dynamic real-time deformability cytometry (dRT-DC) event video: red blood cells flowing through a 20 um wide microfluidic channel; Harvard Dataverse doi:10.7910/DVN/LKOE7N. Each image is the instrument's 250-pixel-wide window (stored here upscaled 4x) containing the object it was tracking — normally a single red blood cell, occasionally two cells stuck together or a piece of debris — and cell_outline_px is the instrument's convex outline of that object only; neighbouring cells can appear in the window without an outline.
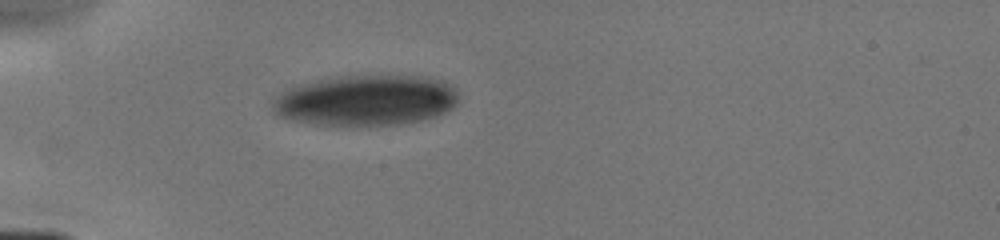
{"species": "human", "species_latin": "Homo sapiens", "temperature_condition": "cold", "stored_images_in_passage": 2, "camera_frame_rate_fps": 3000, "um_per_image_px": 0.085, "donor": {"sex": "male"}, "frame": {"image": 1, "passage_image": 1, "time_ms": 0.0, "image_size_px": [1000, 240], "cell_outline_px": [[456, 104], [452, 108], [436, 116], [420, 120], [400, 124], [316, 124], [292, 120], [280, 116], [272, 112], [272, 100], [288, 88], [296, 84], [316, 80], [344, 76], [420, 76], [444, 80], [452, 84], [456, 88]], "centroid_in_image_um": [31.1, 8.51], "position_along_channel_um": 53.9, "area_um2": 54.56}}